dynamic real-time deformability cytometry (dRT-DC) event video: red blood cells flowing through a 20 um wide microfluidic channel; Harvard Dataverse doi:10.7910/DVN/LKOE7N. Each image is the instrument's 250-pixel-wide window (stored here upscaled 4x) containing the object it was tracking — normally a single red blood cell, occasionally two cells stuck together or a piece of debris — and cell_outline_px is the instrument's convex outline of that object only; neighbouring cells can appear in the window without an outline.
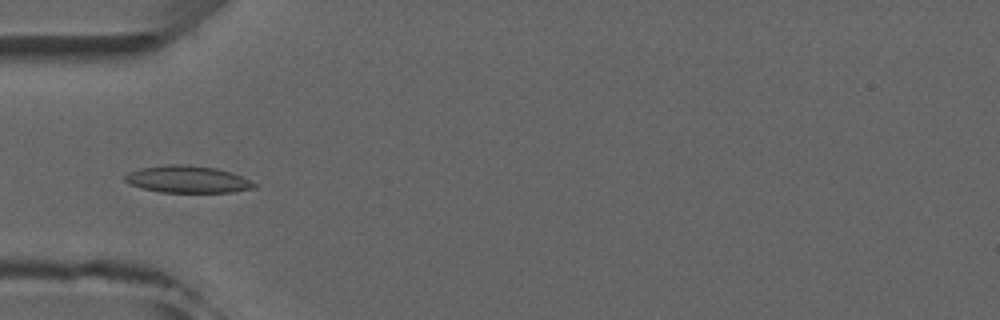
{"species": "common noctule bat (a hibernating species)", "species_latin": "Nyctalus noctula", "temperature_condition": "room temperature", "stored_images_in_passage": 6, "camera_frame_rate_fps": 3000, "um_per_image_px": 0.085, "animal": {"sex": "male", "forearm_length_mm": 52.5}, "frame": {"image": 1, "passage_image": 5, "time_ms": 4.667, "image_size_px": [1000, 320], "cell_outline_px": [[256, 188], [232, 192], [160, 192], [128, 184], [124, 180], [124, 176], [128, 172], [140, 168], [168, 164], [188, 164], [216, 168], [232, 172], [252, 180], [256, 184]], "centroid_in_image_um": [15.96, 15.23], "position_along_channel_um": 69.0, "area_um2": 20.58}}
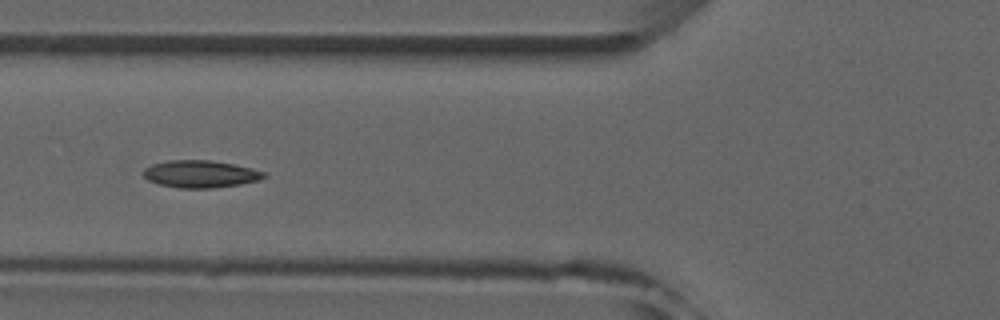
{"frame": {"image": 2, "passage_image": 6, "time_ms": 5.667, "image_size_px": [1000, 320], "cell_outline_px": [[268, 176], [260, 180], [240, 184], [212, 188], [180, 188], [160, 184], [148, 180], [144, 176], [144, 168], [152, 164], [168, 160], [212, 160], [236, 164], [252, 168], [264, 172]], "centroid_in_image_um": [17.07, 14.78], "position_along_channel_um": 108.7, "area_um2": 19.25}}